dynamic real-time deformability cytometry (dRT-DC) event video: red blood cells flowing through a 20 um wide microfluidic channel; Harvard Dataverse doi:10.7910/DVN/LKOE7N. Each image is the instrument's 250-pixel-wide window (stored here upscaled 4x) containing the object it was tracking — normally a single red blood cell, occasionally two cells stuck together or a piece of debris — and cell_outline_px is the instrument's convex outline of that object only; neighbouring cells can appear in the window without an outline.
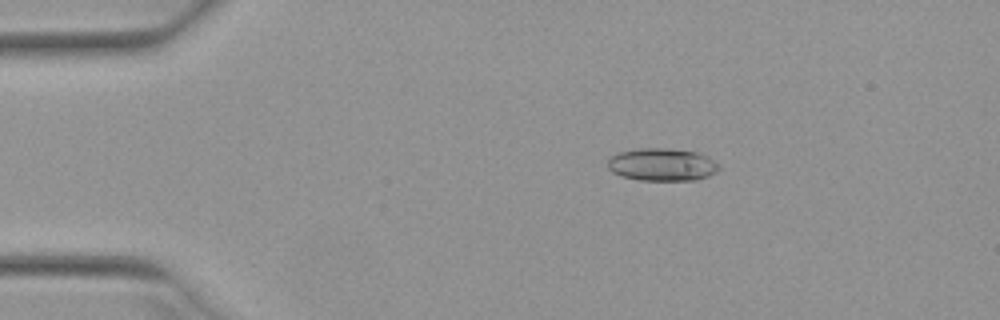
{"species": "Egyptian fruit bat (a non-hibernating species)", "species_latin": "Rousettus aegyptiacus", "temperature_condition": "warm", "stored_images_in_passage": 52, "camera_frame_rate_fps": 3000, "um_per_image_px": 0.085, "animal": {"sex": "female"}, "frame": {"image": 1, "passage_image": 10, "time_ms": 3.0, "image_size_px": [1000, 320], "cell_outline_px": [[720, 168], [716, 172], [708, 176], [696, 180], [640, 180], [620, 176], [612, 172], [608, 168], [608, 160], [616, 152], [636, 148], [664, 148], [696, 152], [720, 164]], "centroid_in_image_um": [56.24, 13.99], "position_along_channel_um": 28.8, "area_um2": 21.21}}
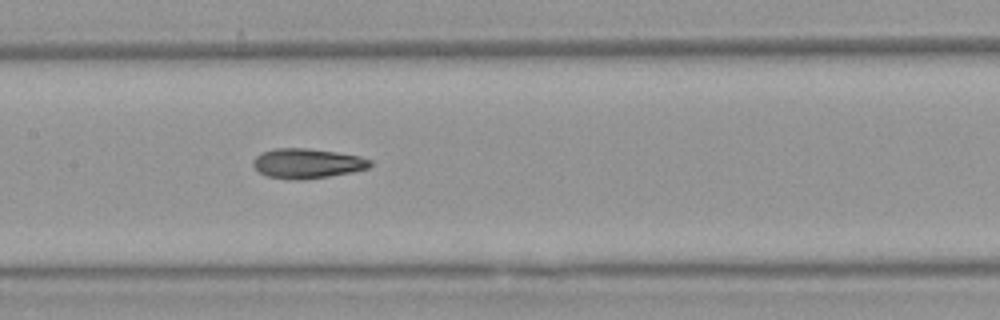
{"frame": {"image": 2, "passage_image": 26, "time_ms": 8.333, "image_size_px": [1000, 320], "cell_outline_px": [[372, 164], [368, 168], [352, 172], [304, 180], [288, 180], [268, 176], [260, 172], [252, 164], [252, 160], [260, 152], [276, 148], [308, 148], [336, 152], [360, 156], [372, 160]], "centroid_in_image_um": [26.1, 13.89], "position_along_channel_um": 181.3, "area_um2": 20.46}}
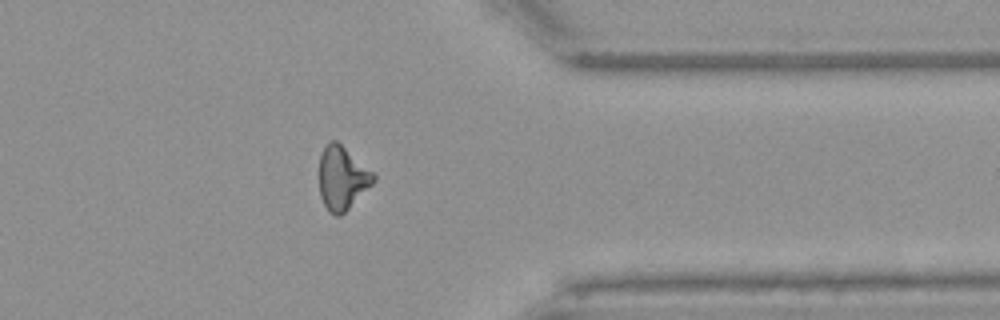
{"frame": {"image": 3, "passage_image": 42, "time_ms": 13.667, "image_size_px": [1000, 320], "cell_outline_px": [[376, 180], [340, 216], [336, 216], [328, 212], [320, 196], [320, 156], [324, 148], [332, 140], [336, 140], [372, 172], [376, 176]], "centroid_in_image_um": [29.07, 15.16], "position_along_channel_um": 382.3, "area_um2": 19.54}, "authors_computed_cell_mechanics": {"area_um2": 20.5768, "velocity_mm_per_s": 3.9788, "shape_relaxation_time_tau1_ms": 9.0582, "shape_relaxation_time_tau2_ms": 3.3956, "deformation_change_tau1": 0.2032, "deformation_change_tau2": 0.1214}}